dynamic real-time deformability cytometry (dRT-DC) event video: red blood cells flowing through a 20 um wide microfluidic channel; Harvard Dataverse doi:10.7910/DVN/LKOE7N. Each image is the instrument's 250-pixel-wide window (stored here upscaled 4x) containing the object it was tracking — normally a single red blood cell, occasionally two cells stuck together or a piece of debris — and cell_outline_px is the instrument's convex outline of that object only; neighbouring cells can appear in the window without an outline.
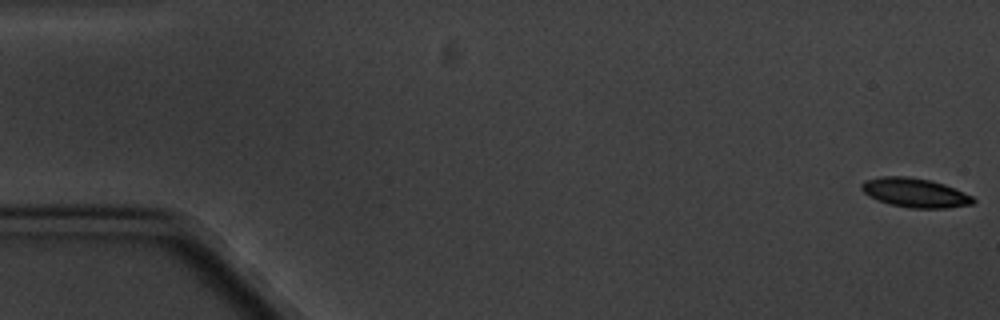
{"species": "common noctule bat (a hibernating species)", "species_latin": "Nyctalus noctula", "temperature_condition": "cold", "stored_images_in_passage": 5, "camera_frame_rate_fps": 3000, "um_per_image_px": 0.085, "animal": {"sex": "male", "body_mass_g": 20.1, "forearm_length_mm": 53.5}, "frame": {"image": 1, "passage_image": 1, "time_ms": 0.0, "image_size_px": [1000, 320], "cell_outline_px": [[976, 200], [972, 204], [948, 208], [912, 208], [892, 204], [868, 196], [860, 188], [860, 184], [864, 180], [880, 176], [908, 176], [928, 180], [944, 184], [972, 196]], "centroid_in_image_um": [77.75, 16.37], "position_along_channel_um": 7.2, "area_um2": 18.84}}
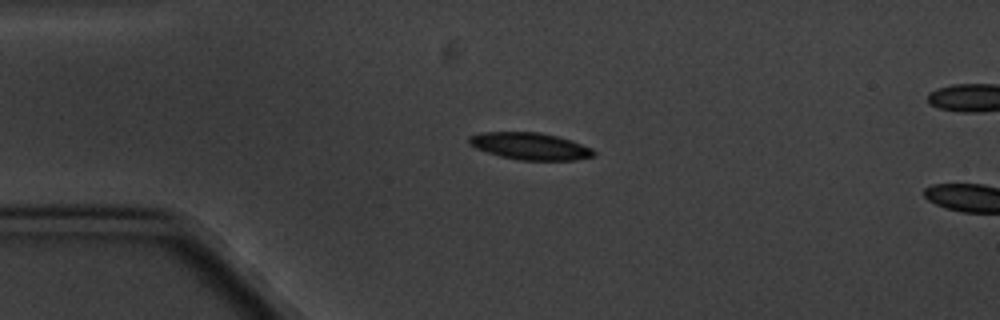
{"frame": {"image": 2, "passage_image": 4, "time_ms": 4.333, "image_size_px": [1000, 320], "cell_outline_px": [[596, 156], [576, 160], [520, 160], [500, 156], [476, 148], [468, 144], [468, 136], [480, 132], [540, 132], [572, 140], [592, 148], [596, 152]], "centroid_in_image_um": [45.07, 12.42], "position_along_channel_um": 39.9, "area_um2": 19.77}}